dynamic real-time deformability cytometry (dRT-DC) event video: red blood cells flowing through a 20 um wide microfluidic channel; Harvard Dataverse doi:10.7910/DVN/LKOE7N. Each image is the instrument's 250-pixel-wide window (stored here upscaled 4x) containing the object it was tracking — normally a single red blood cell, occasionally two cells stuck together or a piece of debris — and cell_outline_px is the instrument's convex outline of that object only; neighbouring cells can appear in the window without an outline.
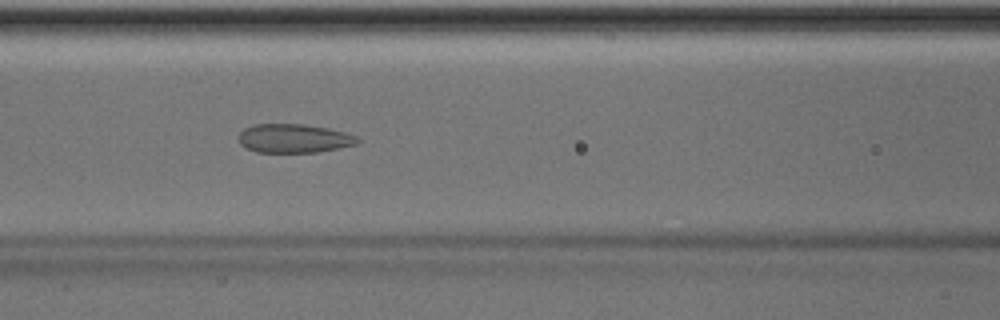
{"species": "Egyptian fruit bat (a non-hibernating species)", "species_latin": "Rousettus aegyptiacus", "temperature_condition": "room temperature", "stored_images_in_passage": 49, "camera_frame_rate_fps": 3000, "um_per_image_px": 0.085, "animal": {"sex": "male"}, "frame": {"image": 1, "passage_image": 20, "time_ms": 6.333, "image_size_px": [1000, 320], "cell_outline_px": [[360, 140], [356, 144], [320, 152], [256, 152], [240, 144], [240, 132], [244, 128], [252, 124], [304, 124], [328, 128], [344, 132], [356, 136]], "centroid_in_image_um": [24.98, 11.76], "position_along_channel_um": 141.6, "area_um2": 19.88}}
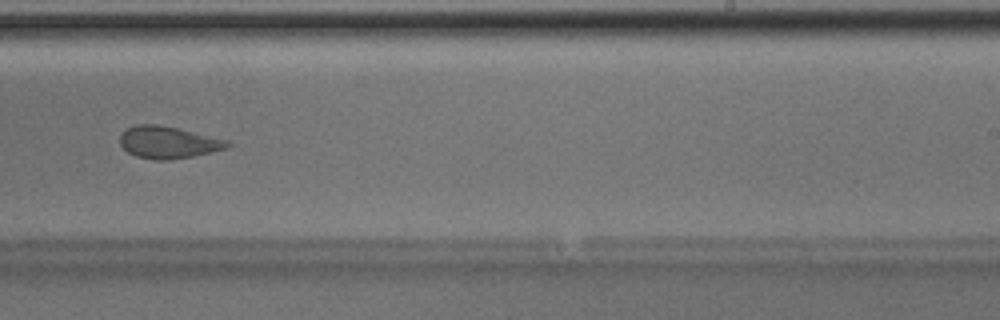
{"frame": {"image": 2, "passage_image": 30, "time_ms": 9.667, "image_size_px": [1000, 320], "cell_outline_px": [[232, 144], [228, 148], [212, 152], [192, 156], [168, 160], [152, 160], [136, 156], [128, 152], [120, 144], [120, 132], [136, 124], [156, 124], [176, 128], [232, 140]], "centroid_in_image_um": [14.33, 12.1], "position_along_channel_um": 274.7, "area_um2": 20.29}}
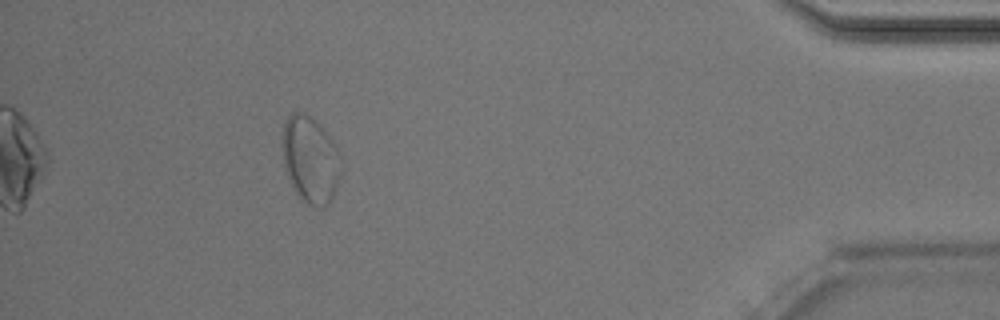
{"frame": {"image": 3, "passage_image": 44, "time_ms": 14.333, "image_size_px": [1000, 320], "cell_outline_px": [[340, 172], [336, 188], [328, 204], [324, 208], [308, 204], [292, 188], [284, 164], [284, 124], [288, 116], [292, 112], [304, 112], [312, 116], [320, 124], [332, 140]], "centroid_in_image_um": [26.36, 13.55], "position_along_channel_um": 408.8, "area_um2": 28.67}, "authors_computed_cell_mechanics": {"area_um2": 24.6806, "velocity_mm_per_s": 4.0094, "shape_relaxation_time_tau1_ms": null, "shape_relaxation_time_tau2_ms": 1.3108, "deformation_change_tau1": null, "deformation_change_tau2": 0.0929}}